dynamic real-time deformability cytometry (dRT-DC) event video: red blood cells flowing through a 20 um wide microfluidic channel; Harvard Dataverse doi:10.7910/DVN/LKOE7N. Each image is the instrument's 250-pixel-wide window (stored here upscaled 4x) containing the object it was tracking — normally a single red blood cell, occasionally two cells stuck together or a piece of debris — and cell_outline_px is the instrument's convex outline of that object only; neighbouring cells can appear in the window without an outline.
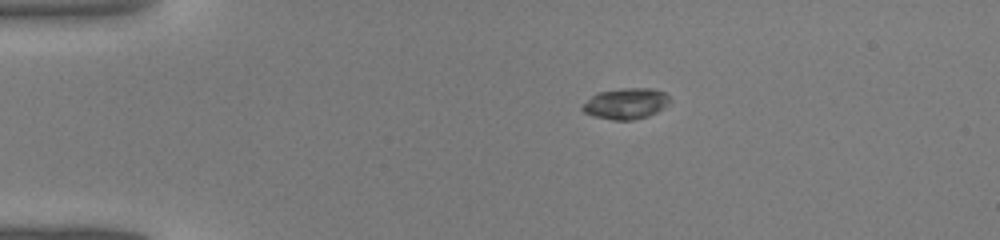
{"species": "common noctule bat (a hibernating species)", "species_latin": "Nyctalus noctula", "temperature_condition": "warm", "stored_images_in_passage": 36, "camera_frame_rate_fps": 3000, "um_per_image_px": 0.085, "animal": {"sex": "male", "body_mass_g": 19.0, "forearm_length_mm": 50.8}, "frame": {"image": 1, "passage_image": 1, "time_ms": 0.0, "image_size_px": [1000, 240], "cell_outline_px": [[672, 100], [668, 104], [656, 112], [648, 116], [632, 120], [612, 120], [592, 116], [584, 112], [580, 108], [596, 92], [624, 88], [652, 88], [664, 92]], "centroid_in_image_um": [53.2, 8.8], "position_along_channel_um": 31.8, "area_um2": 15.78}}
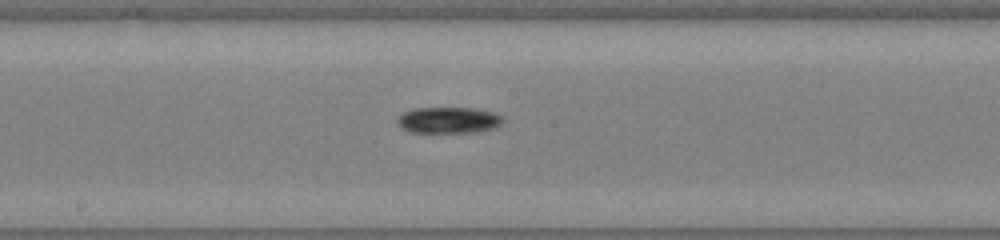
{"frame": {"image": 2, "passage_image": 16, "time_ms": 5.0, "image_size_px": [1000, 240], "cell_outline_px": [[504, 120], [500, 124], [492, 128], [472, 132], [412, 132], [396, 124], [396, 120], [404, 112], [416, 108], [476, 108], [496, 112], [504, 116]], "centroid_in_image_um": [38.16, 10.2], "position_along_channel_um": 210.0, "area_um2": 16.07}}
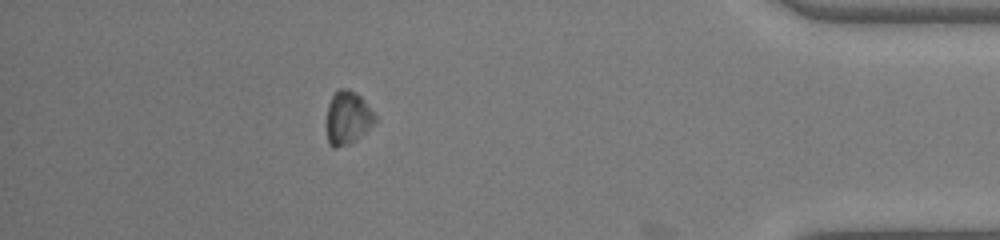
{"frame": {"image": 3, "passage_image": 31, "time_ms": 10.0, "image_size_px": [1000, 240], "cell_outline_px": [[376, 120], [356, 140], [348, 144], [336, 148], [328, 144], [328, 104], [332, 96], [340, 88], [348, 88], [360, 96], [376, 116]], "centroid_in_image_um": [29.55, 10.01], "position_along_channel_um": 405.7, "area_um2": 14.57}}